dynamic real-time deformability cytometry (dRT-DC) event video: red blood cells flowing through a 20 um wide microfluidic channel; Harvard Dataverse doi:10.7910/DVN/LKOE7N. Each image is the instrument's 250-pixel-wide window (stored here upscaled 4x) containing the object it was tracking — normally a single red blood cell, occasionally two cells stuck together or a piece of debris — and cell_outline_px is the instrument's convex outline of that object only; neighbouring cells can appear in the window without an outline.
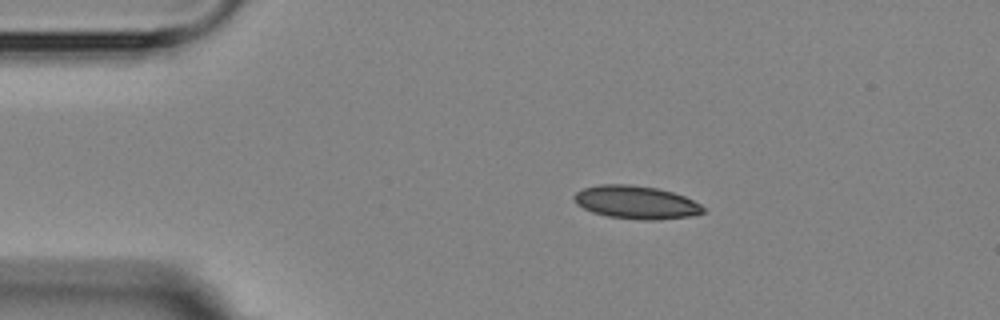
{"species": "Egyptian fruit bat (a non-hibernating species)", "species_latin": "Rousettus aegyptiacus", "temperature_condition": "room temperature", "stored_images_in_passage": 8, "camera_frame_rate_fps": 3000, "um_per_image_px": 0.085, "animal": {"sex": "female"}, "frame": {"image": 1, "passage_image": 1, "time_ms": 0.0, "image_size_px": [1000, 320], "cell_outline_px": [[704, 212], [688, 216], [660, 220], [644, 220], [608, 216], [592, 212], [576, 204], [572, 196], [576, 192], [584, 188], [600, 184], [628, 184], [656, 188], [672, 192], [684, 196], [700, 204], [704, 208]], "centroid_in_image_um": [54.04, 17.19], "position_along_channel_um": 31.0, "area_um2": 24.74}}
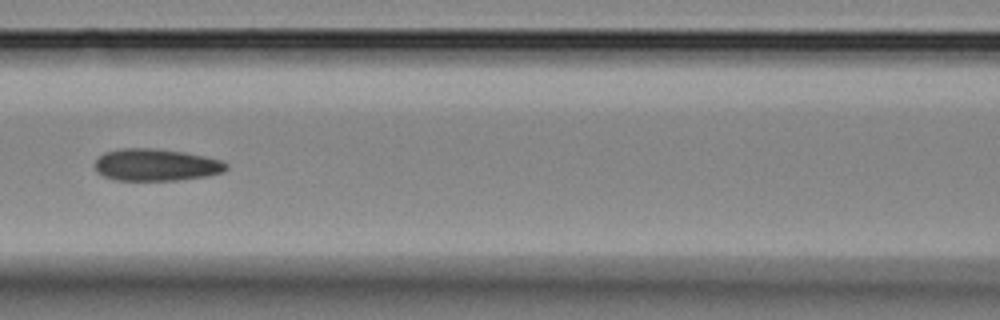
{"frame": {"image": 2, "passage_image": 5, "time_ms": 4.667, "image_size_px": [1000, 320], "cell_outline_px": [[228, 168], [224, 172], [208, 176], [176, 180], [116, 180], [104, 176], [96, 172], [96, 160], [104, 152], [120, 148], [156, 148], [184, 152], [204, 156], [220, 160], [228, 164]], "centroid_in_image_um": [13.28, 14.01], "position_along_channel_um": 153.3, "area_um2": 24.62}}
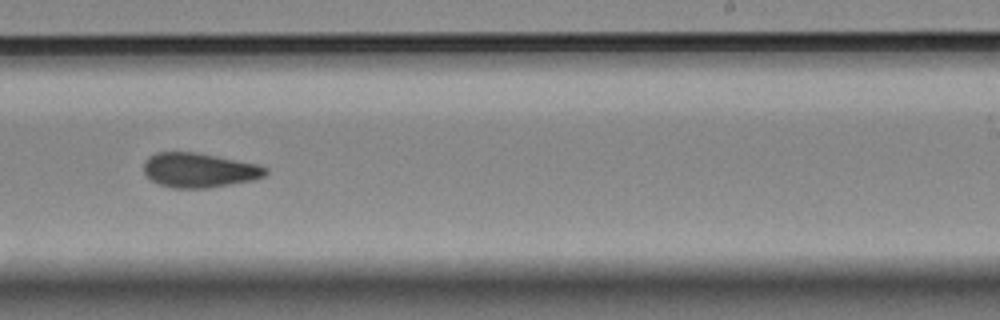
{"frame": {"image": 3, "passage_image": 8, "time_ms": 8.0, "image_size_px": [1000, 320], "cell_outline_px": [[268, 172], [264, 176], [252, 180], [208, 188], [172, 188], [160, 184], [152, 180], [144, 172], [144, 160], [148, 156], [156, 152], [196, 152], [256, 164], [268, 168]], "centroid_in_image_um": [16.9, 14.46], "position_along_channel_um": 272.1, "area_um2": 24.39}}